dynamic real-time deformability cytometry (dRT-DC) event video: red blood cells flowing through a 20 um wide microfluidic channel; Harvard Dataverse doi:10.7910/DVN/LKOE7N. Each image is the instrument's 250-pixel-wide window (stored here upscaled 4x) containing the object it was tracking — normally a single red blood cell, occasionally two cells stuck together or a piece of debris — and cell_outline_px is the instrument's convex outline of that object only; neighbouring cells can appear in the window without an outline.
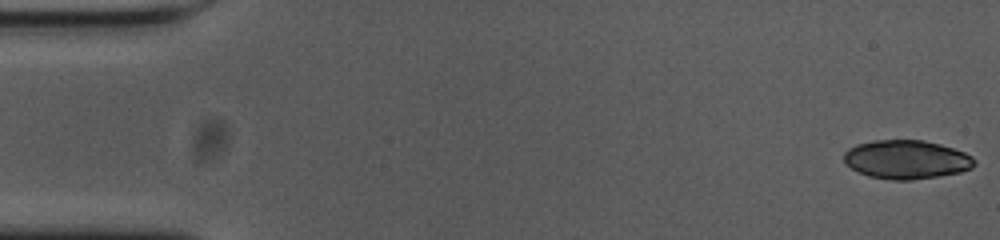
{"species": "common noctule bat (a hibernating species)", "species_latin": "Nyctalus noctula", "temperature_condition": "cold", "stored_images_in_passage": 55, "camera_frame_rate_fps": 3000, "um_per_image_px": 0.085, "animal": {"sex": "female", "body_mass_g": 23.0, "forearm_length_mm": 53.4}, "frame": {"image": 1, "passage_image": 1, "time_ms": 0.0, "image_size_px": [1000, 240], "cell_outline_px": [[976, 164], [972, 168], [960, 172], [912, 180], [892, 180], [868, 176], [852, 168], [844, 160], [844, 152], [848, 148], [856, 144], [872, 140], [924, 140], [940, 144], [964, 152], [972, 156], [976, 160]], "centroid_in_image_um": [77.06, 13.55], "position_along_channel_um": 7.9, "area_um2": 29.48}}
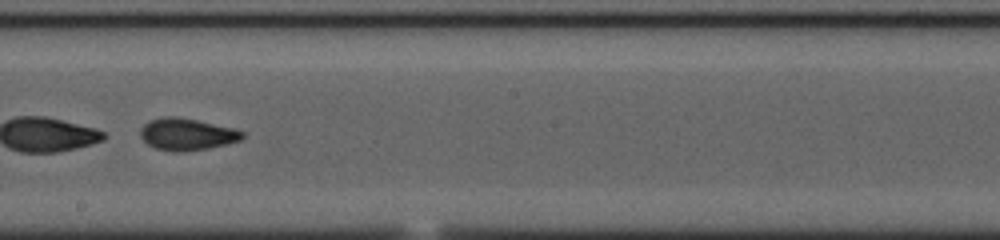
{"frame": {"image": 2, "passage_image": 31, "time_ms": 10.0, "image_size_px": [1000, 240], "cell_outline_px": [[244, 136], [240, 140], [228, 144], [208, 148], [180, 152], [176, 152], [156, 148], [148, 144], [140, 136], [140, 128], [144, 124], [152, 120], [164, 116], [176, 116], [236, 128], [244, 132]], "centroid_in_image_um": [15.91, 11.41], "position_along_channel_um": 232.3, "area_um2": 18.96}, "authors_computed_cell_mechanics": {"area_um2": 29.478, "velocity_mm_per_s": 3.6657, "shape_relaxation_time_tau1_ms": null, "shape_relaxation_time_tau2_ms": 1.6059, "deformation_change_tau1": null, "deformation_change_tau2": 0.0692}}